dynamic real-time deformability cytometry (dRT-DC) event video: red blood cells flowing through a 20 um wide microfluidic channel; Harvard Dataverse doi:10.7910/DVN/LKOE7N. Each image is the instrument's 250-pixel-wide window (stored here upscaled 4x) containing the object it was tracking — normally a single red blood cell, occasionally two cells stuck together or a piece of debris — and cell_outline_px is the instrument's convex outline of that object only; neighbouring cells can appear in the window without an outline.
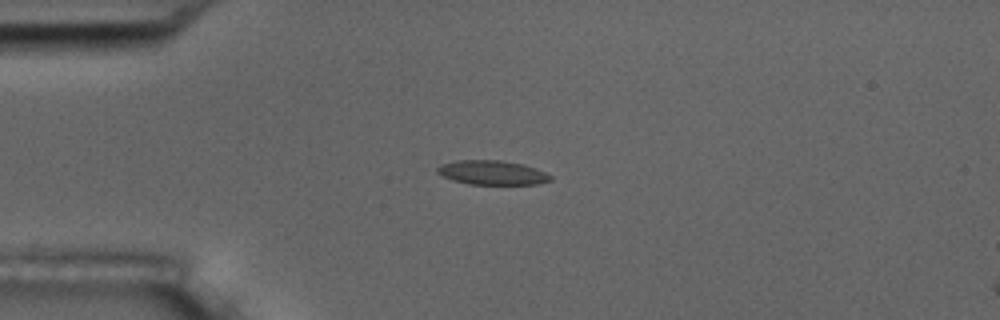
{"species": "common noctule bat (a hibernating species)", "species_latin": "Nyctalus noctula", "temperature_condition": "room temperature", "stored_images_in_passage": 14, "camera_frame_rate_fps": 3000, "um_per_image_px": 0.085, "animal": {"sex": "male", "body_mass_g": 17.5, "forearm_length_mm": 52.3}, "frame": {"image": 1, "passage_image": 3, "time_ms": 0.667, "image_size_px": [1000, 320], "cell_outline_px": [[552, 180], [540, 184], [468, 184], [452, 180], [436, 172], [436, 168], [440, 164], [456, 160], [500, 160], [524, 164], [536, 168], [552, 176]], "centroid_in_image_um": [41.83, 14.67], "position_along_channel_um": 43.2, "area_um2": 16.13}}
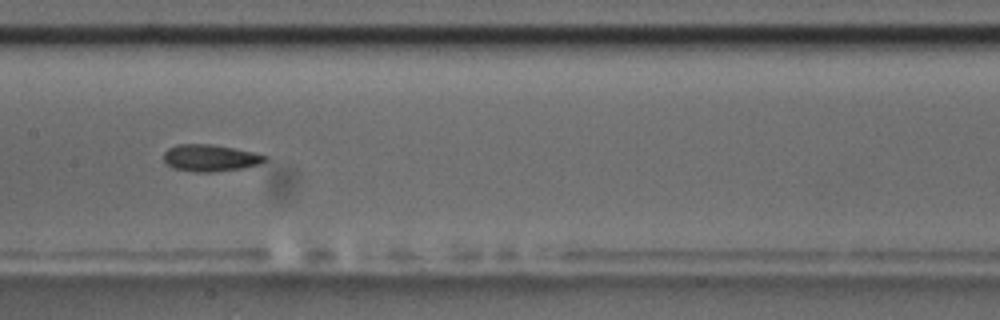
{"frame": {"image": 2, "passage_image": 7, "time_ms": 2.0, "image_size_px": [1000, 320], "cell_outline_px": [[268, 160], [260, 164], [244, 168], [212, 172], [196, 172], [172, 168], [164, 160], [164, 152], [168, 148], [176, 144], [212, 144], [252, 152], [268, 156]], "centroid_in_image_um": [17.88, 13.43], "position_along_channel_um": 189.5, "area_um2": 15.9}}
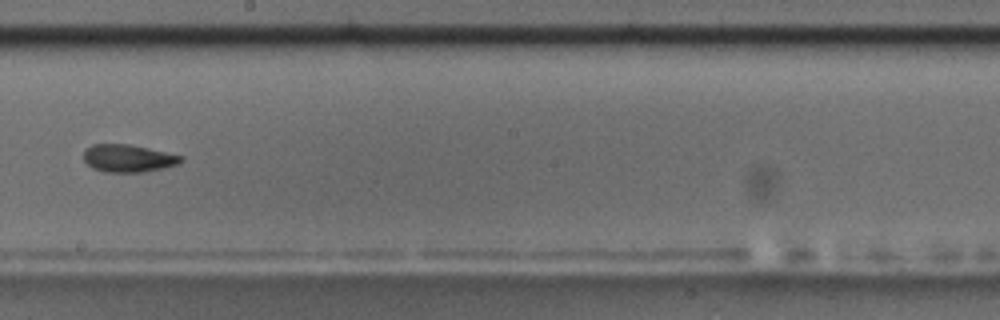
{"frame": {"image": 3, "passage_image": 8, "time_ms": 2.333, "image_size_px": [1000, 320], "cell_outline_px": [[184, 160], [180, 164], [164, 168], [144, 172], [104, 172], [92, 168], [84, 160], [84, 148], [92, 144], [128, 144], [148, 148], [184, 156]], "centroid_in_image_um": [10.91, 13.46], "position_along_channel_um": 237.3, "area_um2": 15.84}}